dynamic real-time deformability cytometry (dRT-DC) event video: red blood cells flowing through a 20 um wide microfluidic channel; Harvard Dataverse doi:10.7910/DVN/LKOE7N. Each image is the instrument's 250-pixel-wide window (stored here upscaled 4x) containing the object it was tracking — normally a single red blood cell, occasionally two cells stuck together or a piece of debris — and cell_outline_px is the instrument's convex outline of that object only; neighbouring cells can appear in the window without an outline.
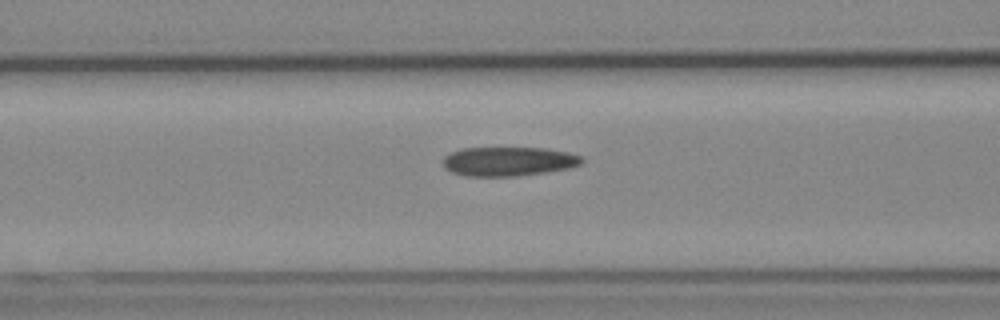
{"species": "Egyptian fruit bat (a non-hibernating species)", "species_latin": "Rousettus aegyptiacus", "temperature_condition": "cold", "stored_images_in_passage": 6, "camera_frame_rate_fps": 3000, "um_per_image_px": 0.085, "animal": {"sex": "female"}, "frame": {"image": 1, "passage_image": 6, "time_ms": 6.667, "image_size_px": [1000, 320], "cell_outline_px": [[584, 160], [580, 164], [568, 168], [520, 176], [464, 176], [452, 172], [444, 168], [444, 156], [460, 148], [544, 148], [568, 152], [580, 156]], "centroid_in_image_um": [43.2, 13.72], "position_along_channel_um": 123.4, "area_um2": 23.52}}